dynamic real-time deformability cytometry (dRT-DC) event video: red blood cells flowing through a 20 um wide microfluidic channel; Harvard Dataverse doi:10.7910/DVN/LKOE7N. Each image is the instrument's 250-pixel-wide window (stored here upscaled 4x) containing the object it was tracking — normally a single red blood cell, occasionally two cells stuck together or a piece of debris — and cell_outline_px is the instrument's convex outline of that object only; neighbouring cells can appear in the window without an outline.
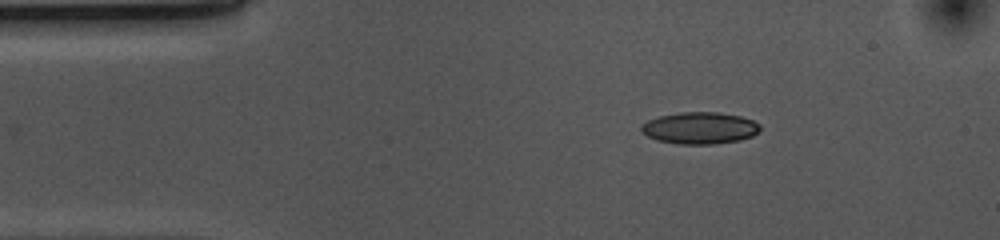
{"species": "common noctule bat (a hibernating species)", "species_latin": "Nyctalus noctula", "temperature_condition": "cold", "stored_images_in_passage": 35, "camera_frame_rate_fps": 3000, "um_per_image_px": 0.085, "animal": {"sex": "female", "body_mass_g": 10.0, "forearm_length_mm": 53.1}, "frame": {"image": 1, "passage_image": 1, "time_ms": 0.0, "image_size_px": [1000, 240], "cell_outline_px": [[760, 132], [752, 136], [740, 140], [712, 144], [680, 144], [656, 140], [640, 132], [640, 128], [648, 120], [660, 116], [680, 112], [720, 112], [740, 116], [752, 120], [760, 124]], "centroid_in_image_um": [59.5, 10.88], "position_along_channel_um": 25.5, "area_um2": 22.08}}
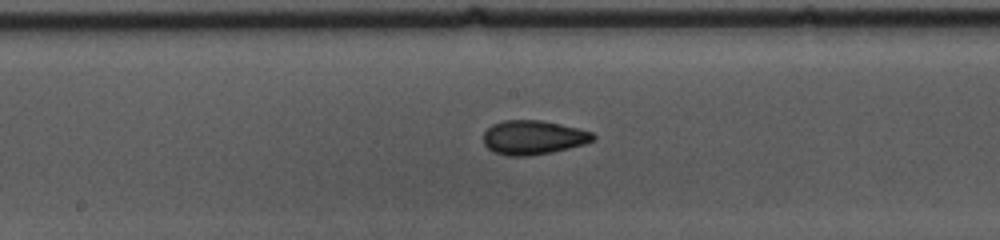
{"frame": {"image": 2, "passage_image": 19, "time_ms": 6.0, "image_size_px": [1000, 240], "cell_outline_px": [[596, 140], [584, 144], [552, 152], [528, 156], [508, 156], [492, 152], [484, 144], [484, 132], [492, 124], [504, 120], [540, 120], [560, 124], [592, 132], [596, 136]], "centroid_in_image_um": [45.32, 11.69], "position_along_channel_um": 202.9, "area_um2": 21.85}}
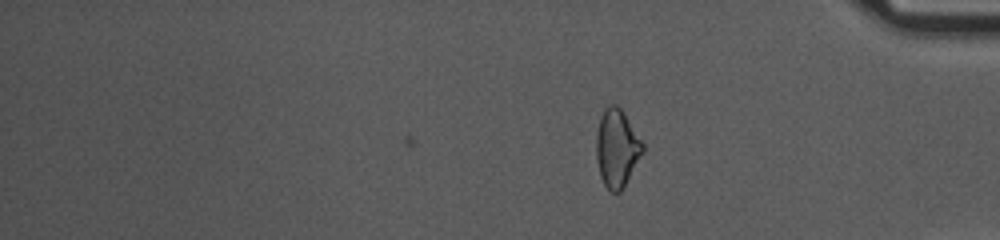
{"frame": {"image": 3, "passage_image": 35, "time_ms": 11.333, "image_size_px": [1000, 240], "cell_outline_px": [[644, 152], [624, 188], [620, 192], [612, 192], [604, 184], [600, 176], [596, 156], [596, 136], [600, 116], [604, 108], [608, 104], [616, 104], [624, 112], [644, 144]], "centroid_in_image_um": [52.44, 12.59], "position_along_channel_um": 382.8, "area_um2": 21.33}, "authors_computed_cell_mechanics": {"area_um2": 21.3282, "velocity_mm_per_s": 3.7131, "shape_relaxation_time_tau1_ms": 10.8022, "shape_relaxation_time_tau2_ms": 1.8396, "deformation_change_tau1": 0.1826, "deformation_change_tau2": 0.0657}}